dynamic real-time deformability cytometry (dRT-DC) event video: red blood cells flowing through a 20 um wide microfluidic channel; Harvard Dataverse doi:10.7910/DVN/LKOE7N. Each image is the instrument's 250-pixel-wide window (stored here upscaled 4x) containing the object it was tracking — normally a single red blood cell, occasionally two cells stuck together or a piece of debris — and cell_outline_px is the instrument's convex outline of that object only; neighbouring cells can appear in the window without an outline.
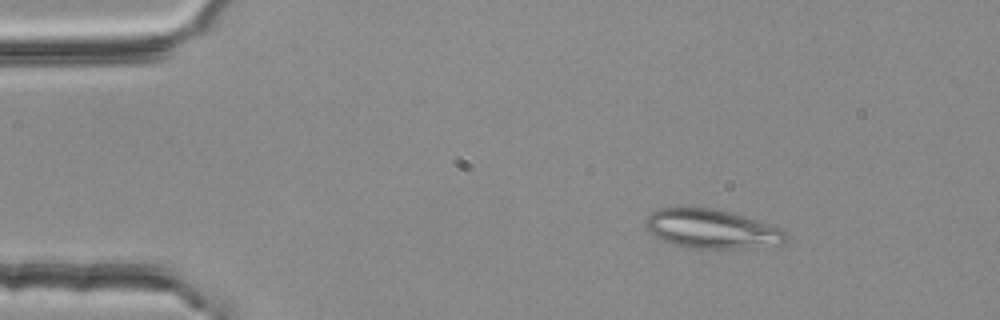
{"species": "common noctule bat (a hibernating species)", "species_latin": "Nyctalus noctula", "temperature_condition": "room temperature", "stored_images_in_passage": 46, "camera_frame_rate_fps": 3000, "um_per_image_px": 0.085, "animal": {"sex": "female", "body_mass_g": 25.1}, "frame": {"image": 1, "passage_image": 1, "time_ms": 0.0, "image_size_px": [1000, 320], "cell_outline_px": [[788, 236], [784, 244], [736, 248], [684, 248], [672, 244], [648, 232], [644, 224], [648, 216], [652, 212], [660, 208], [712, 208], [744, 216], [768, 224], [788, 232]], "centroid_in_image_um": [60.47, 19.47], "position_along_channel_um": 24.5, "area_um2": 31.67}}
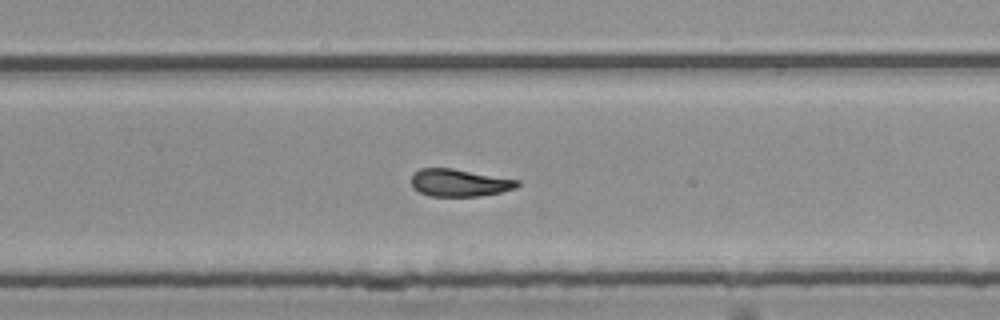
{"frame": {"image": 2, "passage_image": 28, "time_ms": 9.0, "image_size_px": [1000, 320], "cell_outline_px": [[520, 184], [516, 188], [500, 192], [480, 196], [428, 196], [412, 188], [412, 176], [420, 168], [452, 168], [520, 180]], "centroid_in_image_um": [39.05, 15.54], "position_along_channel_um": 290.7, "area_um2": 16.94}}
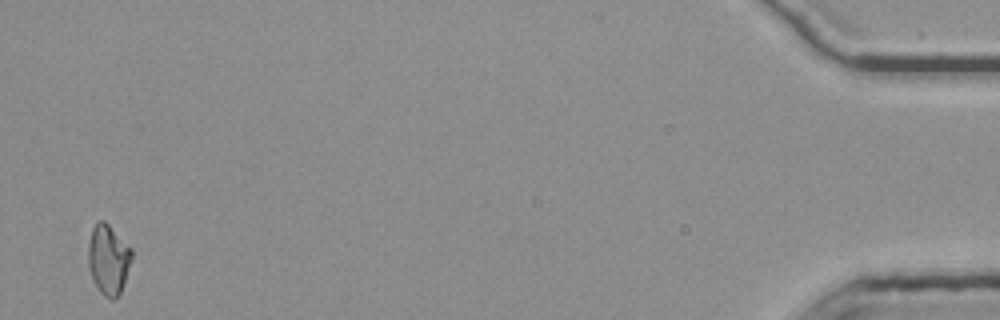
{"frame": {"image": 3, "passage_image": 46, "time_ms": 15.0, "image_size_px": [1000, 320], "cell_outline_px": [[132, 256], [124, 284], [120, 296], [112, 300], [108, 300], [100, 292], [88, 268], [88, 244], [92, 228], [96, 220], [104, 220], [132, 248]], "centroid_in_image_um": [9.21, 22.06], "position_along_channel_um": 426.0, "area_um2": 17.92}, "authors_computed_cell_mechanics": {"area_um2": 17.8024, "velocity_mm_per_s": 3.7889, "shape_relaxation_time_tau1_ms": null, "shape_relaxation_time_tau2_ms": 3.3529, "deformation_change_tau1": null, "deformation_change_tau2": 0.1002}}